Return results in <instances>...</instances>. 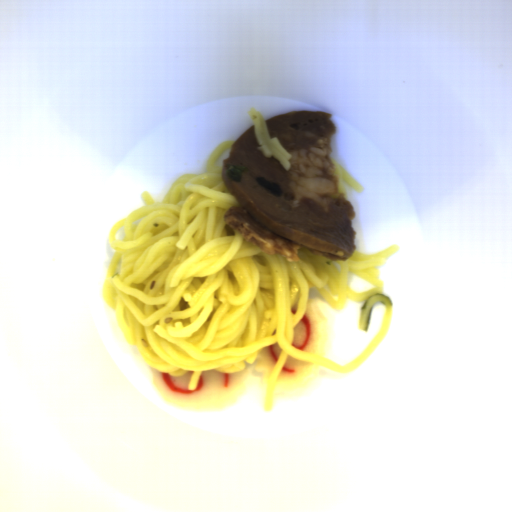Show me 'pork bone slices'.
<instances>
[{
    "instance_id": "obj_1",
    "label": "pork bone slices",
    "mask_w": 512,
    "mask_h": 512,
    "mask_svg": "<svg viewBox=\"0 0 512 512\" xmlns=\"http://www.w3.org/2000/svg\"><path fill=\"white\" fill-rule=\"evenodd\" d=\"M331 117V112L306 109L265 120L270 139L277 137L291 155L289 171L258 150L254 124L222 161V182L240 204L223 214L224 224L267 255L299 261L306 248L344 262L357 251L354 205L344 192L332 197L340 179L330 156L337 133Z\"/></svg>"
}]
</instances>
